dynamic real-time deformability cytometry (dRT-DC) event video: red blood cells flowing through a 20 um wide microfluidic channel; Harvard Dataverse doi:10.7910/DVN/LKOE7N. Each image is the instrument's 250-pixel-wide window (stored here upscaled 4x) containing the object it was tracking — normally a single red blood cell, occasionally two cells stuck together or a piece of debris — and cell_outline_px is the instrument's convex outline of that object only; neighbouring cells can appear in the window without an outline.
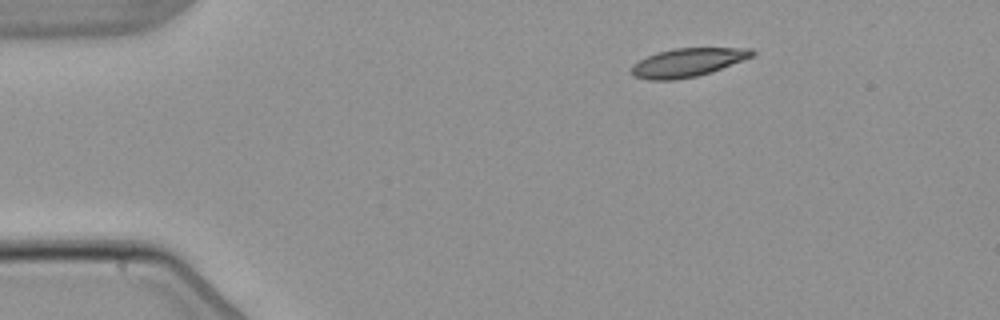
{"species": "common noctule bat (a hibernating species)", "species_latin": "Nyctalus noctula", "temperature_condition": "warm", "stored_images_in_passage": 3, "camera_frame_rate_fps": 3000, "um_per_image_px": 0.085, "animal": {"sex": "male", "body_mass_g": 21.5, "forearm_length_mm": 52.0}, "frame": {"image": 1, "passage_image": 1, "time_ms": 0.0, "image_size_px": [1000, 320], "cell_outline_px": [[756, 52], [752, 56], [712, 72], [696, 76], [676, 80], [648, 80], [632, 76], [628, 72], [632, 64], [656, 52], [672, 48], [752, 48]], "centroid_in_image_um": [58.38, 5.32], "position_along_channel_um": 26.6, "area_um2": 20.23}}